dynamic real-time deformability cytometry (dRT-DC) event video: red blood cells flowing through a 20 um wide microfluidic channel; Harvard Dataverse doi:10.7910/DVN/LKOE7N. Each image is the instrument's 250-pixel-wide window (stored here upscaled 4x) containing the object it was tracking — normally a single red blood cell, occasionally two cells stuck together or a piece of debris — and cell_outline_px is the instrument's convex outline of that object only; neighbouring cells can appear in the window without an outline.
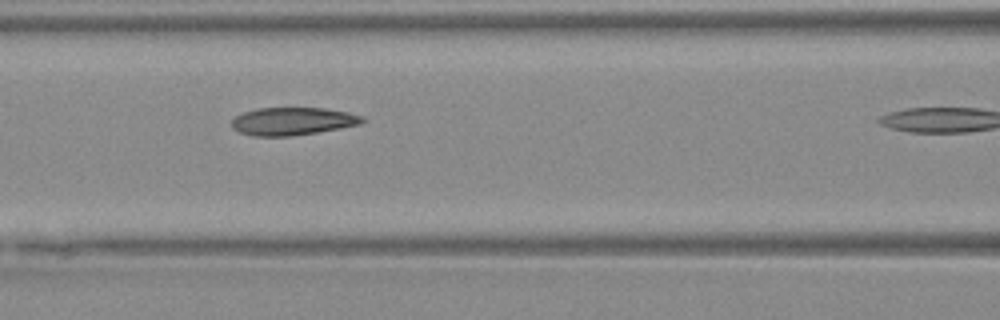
{"species": "Egyptian fruit bat (a non-hibernating species)", "species_latin": "Rousettus aegyptiacus", "temperature_condition": "warm", "stored_images_in_passage": 16, "camera_frame_rate_fps": 3000, "um_per_image_px": 0.085, "animal": {"sex": "female"}, "frame": {"image": 1, "passage_image": 10, "time_ms": 3.0, "image_size_px": [1000, 320], "cell_outline_px": [[368, 120], [360, 124], [340, 128], [292, 136], [252, 136], [240, 132], [232, 128], [232, 120], [236, 116], [244, 112], [256, 108], [324, 108], [348, 112], [364, 116]], "centroid_in_image_um": [24.9, 10.3], "position_along_channel_um": 141.7, "area_um2": 21.21}}
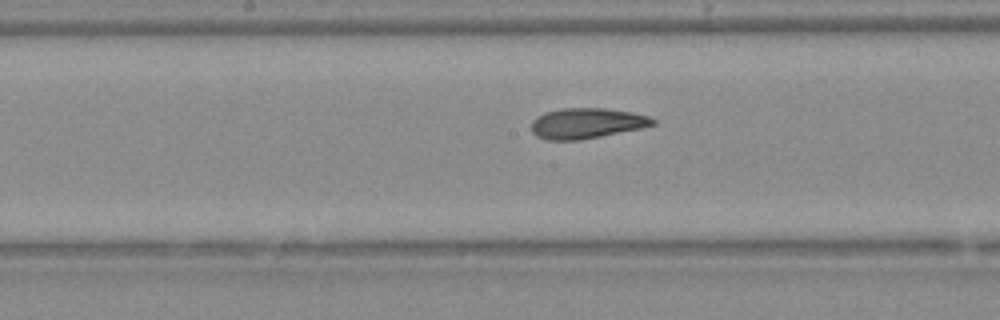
{"frame": {"image": 2, "passage_image": 14, "time_ms": 4.333, "image_size_px": [1000, 320], "cell_outline_px": [[656, 124], [640, 128], [600, 136], [576, 140], [548, 140], [536, 136], [532, 132], [532, 120], [536, 116], [544, 112], [560, 108], [608, 108], [632, 112], [648, 116], [656, 120]], "centroid_in_image_um": [49.84, 10.46], "position_along_channel_um": 198.4, "area_um2": 21.56}}